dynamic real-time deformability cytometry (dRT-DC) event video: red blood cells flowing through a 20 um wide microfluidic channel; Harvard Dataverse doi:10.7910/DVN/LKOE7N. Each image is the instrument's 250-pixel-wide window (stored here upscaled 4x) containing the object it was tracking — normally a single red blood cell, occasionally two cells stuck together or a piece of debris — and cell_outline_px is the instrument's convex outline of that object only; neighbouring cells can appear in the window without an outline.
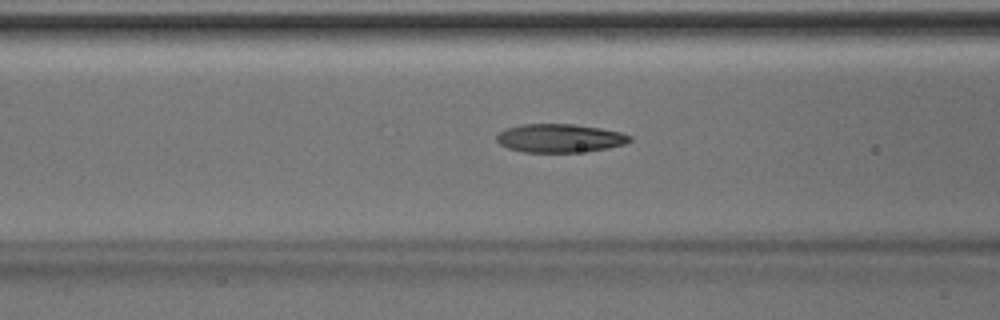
{"species": "Egyptian fruit bat (a non-hibernating species)", "species_latin": "Rousettus aegyptiacus", "temperature_condition": "room temperature", "stored_images_in_passage": 47, "camera_frame_rate_fps": 3000, "um_per_image_px": 0.085, "animal": {"sex": "male"}, "frame": {"image": 1, "passage_image": 19, "time_ms": 6.0, "image_size_px": [1000, 320], "cell_outline_px": [[632, 140], [624, 144], [608, 148], [576, 152], [524, 152], [508, 148], [500, 144], [496, 140], [496, 136], [500, 132], [508, 128], [520, 124], [572, 124], [600, 128], [620, 132], [632, 136]], "centroid_in_image_um": [47.58, 11.74], "position_along_channel_um": 119.0, "area_um2": 21.96}}
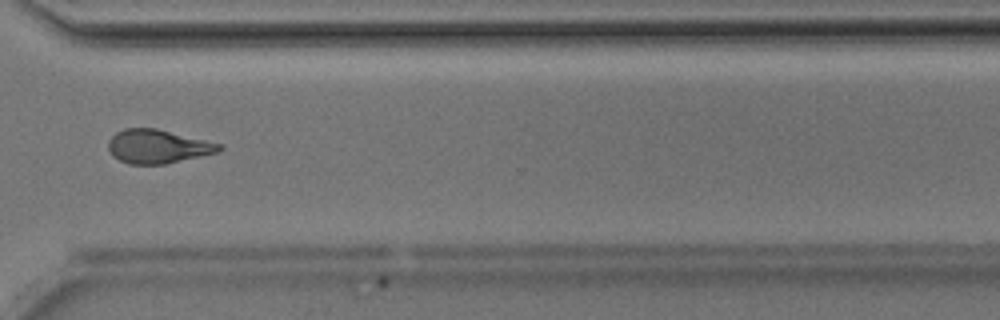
{"frame": {"image": 2, "passage_image": 36, "time_ms": 11.667, "image_size_px": [1000, 320], "cell_outline_px": [[224, 148], [220, 152], [164, 164], [128, 164], [112, 156], [108, 148], [108, 140], [116, 132], [124, 128], [156, 128], [224, 144]], "centroid_in_image_um": [13.44, 12.44], "position_along_channel_um": 357.2, "area_um2": 22.02}}
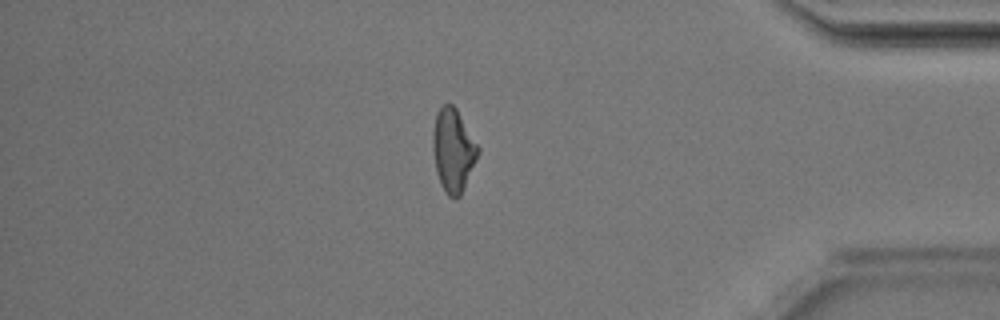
{"frame": {"image": 3, "passage_image": 41, "time_ms": 13.333, "image_size_px": [1000, 320], "cell_outline_px": [[480, 152], [460, 196], [456, 200], [448, 196], [440, 184], [436, 172], [432, 148], [432, 132], [436, 112], [444, 104], [452, 104], [456, 108], [480, 148]], "centroid_in_image_um": [38.5, 12.78], "position_along_channel_um": 396.7, "area_um2": 22.02}}